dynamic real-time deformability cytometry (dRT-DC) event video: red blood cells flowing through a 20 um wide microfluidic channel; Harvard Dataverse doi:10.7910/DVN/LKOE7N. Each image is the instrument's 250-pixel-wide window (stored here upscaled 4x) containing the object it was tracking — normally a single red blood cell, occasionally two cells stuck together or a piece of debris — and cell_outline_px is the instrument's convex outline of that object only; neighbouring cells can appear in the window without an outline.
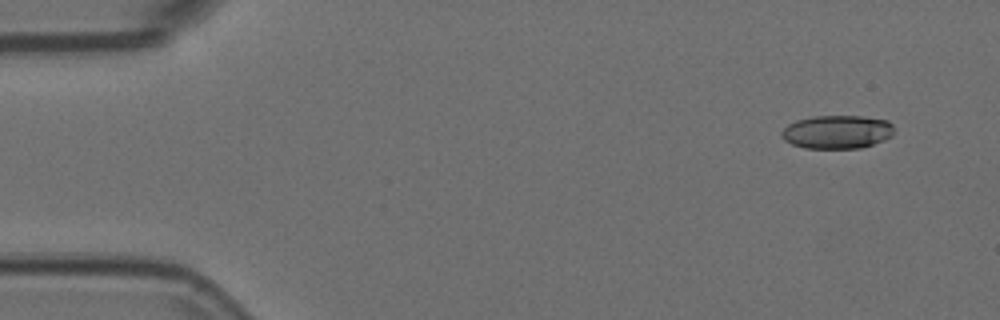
{"species": "Egyptian fruit bat (a non-hibernating species)", "species_latin": "Rousettus aegyptiacus", "temperature_condition": "room temperature", "stored_images_in_passage": 6, "camera_frame_rate_fps": 3000, "um_per_image_px": 0.085, "animal": {"sex": "female"}, "frame": {"image": 1, "passage_image": 1, "time_ms": 0.0, "image_size_px": [1000, 320], "cell_outline_px": [[892, 136], [884, 140], [860, 148], [804, 148], [792, 144], [784, 140], [780, 136], [780, 132], [788, 124], [796, 120], [812, 116], [864, 116], [888, 120], [892, 124]], "centroid_in_image_um": [71.12, 11.21], "position_along_channel_um": 13.9, "area_um2": 22.02}}
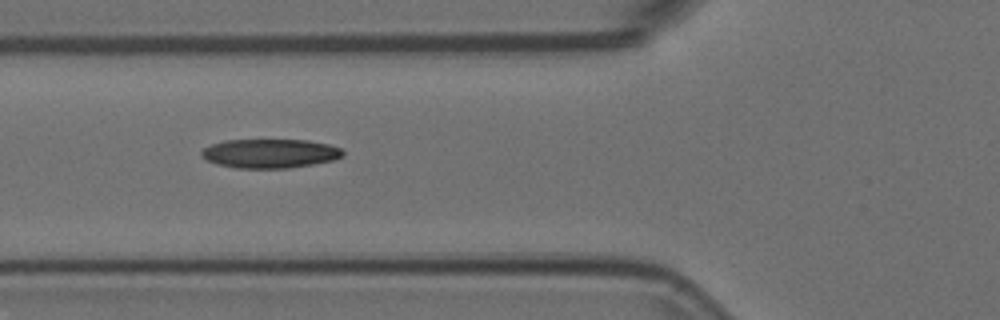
{"frame": {"image": 2, "passage_image": 5, "time_ms": 1.333, "image_size_px": [1000, 320], "cell_outline_px": [[344, 156], [332, 160], [312, 164], [288, 168], [236, 168], [216, 164], [200, 156], [200, 152], [204, 148], [212, 144], [224, 140], [308, 140], [328, 144], [340, 148], [344, 152]], "centroid_in_image_um": [22.93, 13.04], "position_along_channel_um": 102.9, "area_um2": 23.93}}
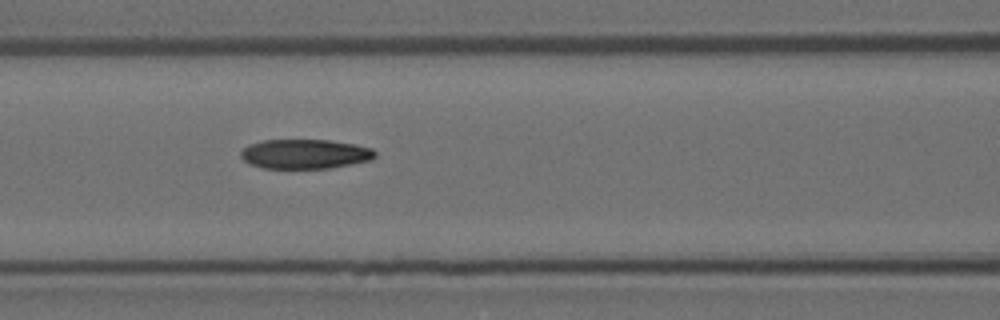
{"frame": {"image": 3, "passage_image": 6, "time_ms": 1.667, "image_size_px": [1000, 320], "cell_outline_px": [[376, 156], [372, 160], [328, 168], [264, 168], [248, 164], [240, 156], [240, 152], [248, 144], [264, 140], [328, 140], [352, 144], [372, 148], [376, 152]], "centroid_in_image_um": [25.9, 13.09], "position_along_channel_um": 140.7, "area_um2": 23.06}}